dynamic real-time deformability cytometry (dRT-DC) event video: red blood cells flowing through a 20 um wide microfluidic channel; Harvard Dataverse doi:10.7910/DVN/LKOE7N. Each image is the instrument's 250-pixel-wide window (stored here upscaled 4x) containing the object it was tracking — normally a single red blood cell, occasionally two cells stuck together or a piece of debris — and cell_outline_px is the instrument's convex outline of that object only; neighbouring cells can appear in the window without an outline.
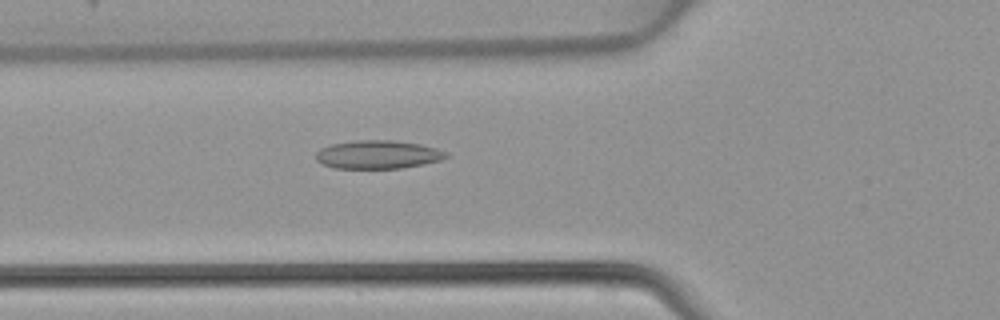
{"species": "common noctule bat (a hibernating species)", "species_latin": "Nyctalus noctula", "temperature_condition": "warm", "stored_images_in_passage": 47, "camera_frame_rate_fps": 3000, "um_per_image_px": 0.085, "animal": {"sex": "female", "body_mass_g": 22.7, "forearm_length_mm": 54.2}, "frame": {"image": 1, "passage_image": 17, "time_ms": 5.333, "image_size_px": [1000, 320], "cell_outline_px": [[452, 156], [440, 160], [424, 164], [400, 168], [336, 168], [324, 164], [316, 160], [316, 152], [320, 148], [332, 144], [356, 140], [392, 140], [420, 144], [436, 148], [448, 152]], "centroid_in_image_um": [32.16, 13.13], "position_along_channel_um": 93.6, "area_um2": 21.56}}
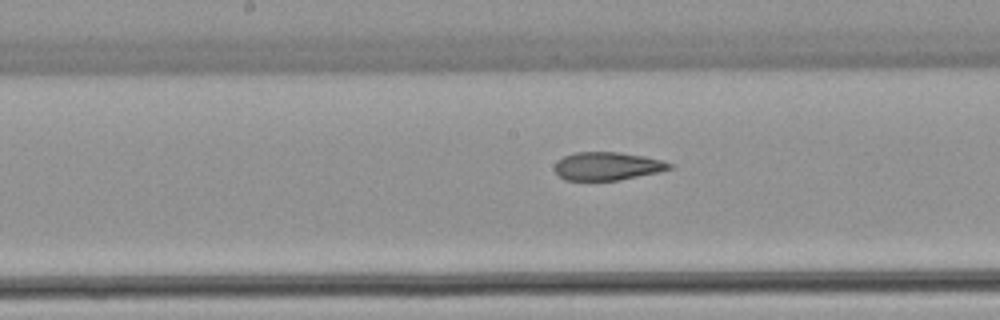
{"frame": {"image": 2, "passage_image": 24, "time_ms": 7.667, "image_size_px": [1000, 320], "cell_outline_px": [[672, 168], [660, 172], [616, 180], [564, 180], [552, 168], [564, 156], [572, 152], [620, 152], [644, 156], [660, 160], [672, 164]], "centroid_in_image_um": [51.61, 14.11], "position_along_channel_um": 196.6, "area_um2": 18.73}}
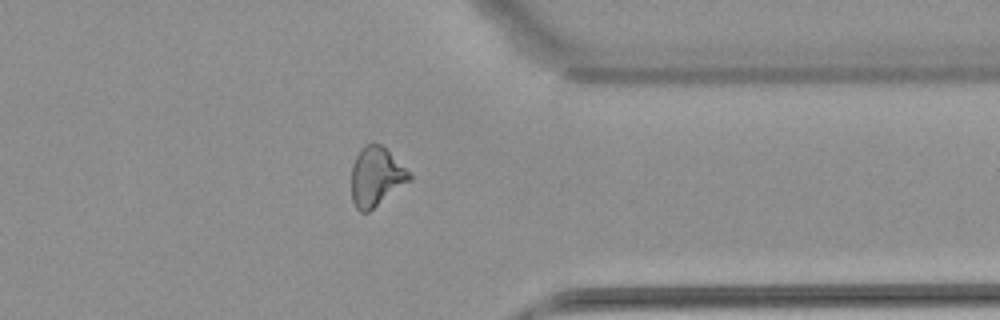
{"frame": {"image": 3, "passage_image": 37, "time_ms": 12.0, "image_size_px": [1000, 320], "cell_outline_px": [[412, 180], [368, 212], [360, 212], [356, 208], [352, 200], [352, 164], [360, 148], [364, 144], [372, 140], [380, 144], [412, 176]], "centroid_in_image_um": [31.94, 15.01], "position_along_channel_um": 379.5, "area_um2": 19.88}}